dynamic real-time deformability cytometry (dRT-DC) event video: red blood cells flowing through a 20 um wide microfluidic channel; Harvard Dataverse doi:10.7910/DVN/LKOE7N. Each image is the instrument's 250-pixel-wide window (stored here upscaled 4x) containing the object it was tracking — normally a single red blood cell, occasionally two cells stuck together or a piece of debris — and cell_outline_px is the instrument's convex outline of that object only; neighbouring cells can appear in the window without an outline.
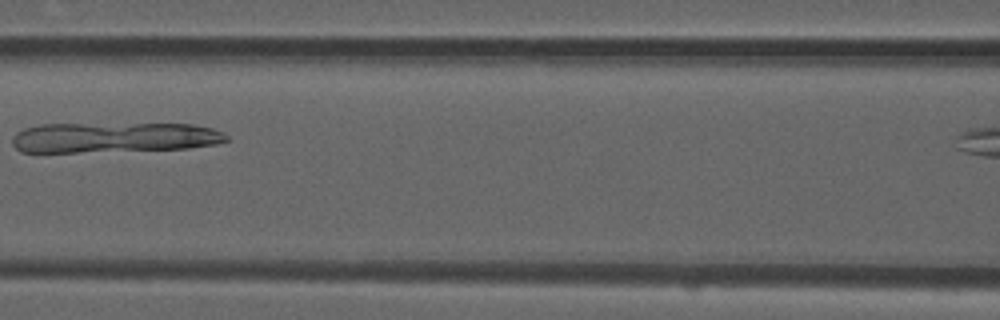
{"species": "common noctule bat (a hibernating species)", "species_latin": "Nyctalus noctula", "temperature_condition": "room temperature", "stored_images_in_passage": 7, "segment_of_instrument_passage": [1, 2], "camera_frame_rate_fps": 3000, "um_per_image_px": 0.085, "animal": {"sex": "male", "forearm_length_mm": 52.5}, "frame": {"image": 1, "passage_image": 5, "time_ms": 1.333, "image_size_px": [1000, 320], "cell_outline_px": [[228, 140], [216, 144], [188, 148], [76, 152], [20, 152], [12, 144], [12, 136], [16, 132], [24, 128], [40, 124], [192, 124], [212, 128], [224, 132], [228, 136]], "centroid_in_image_um": [9.67, 11.68], "position_along_channel_um": 156.9, "area_um2": 37.8}}
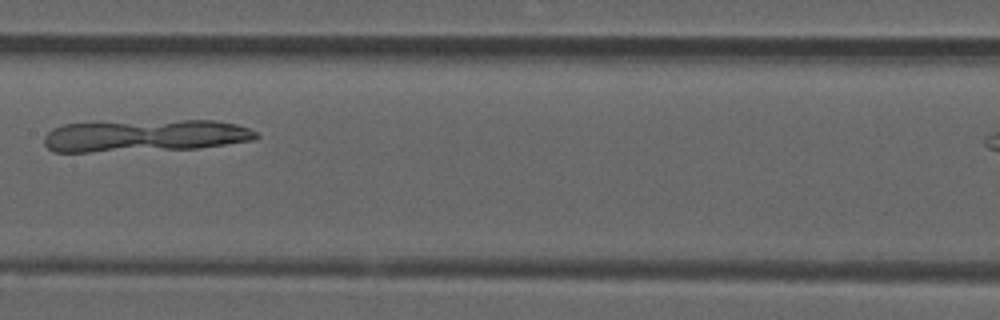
{"frame": {"image": 2, "passage_image": 6, "time_ms": 1.667, "image_size_px": [1000, 320], "cell_outline_px": [[260, 136], [256, 140], [196, 148], [92, 152], [52, 152], [44, 144], [44, 136], [52, 128], [64, 124], [180, 120], [216, 120], [236, 124], [248, 128], [256, 132]], "centroid_in_image_um": [12.34, 11.54], "position_along_channel_um": 195.1, "area_um2": 39.65}}